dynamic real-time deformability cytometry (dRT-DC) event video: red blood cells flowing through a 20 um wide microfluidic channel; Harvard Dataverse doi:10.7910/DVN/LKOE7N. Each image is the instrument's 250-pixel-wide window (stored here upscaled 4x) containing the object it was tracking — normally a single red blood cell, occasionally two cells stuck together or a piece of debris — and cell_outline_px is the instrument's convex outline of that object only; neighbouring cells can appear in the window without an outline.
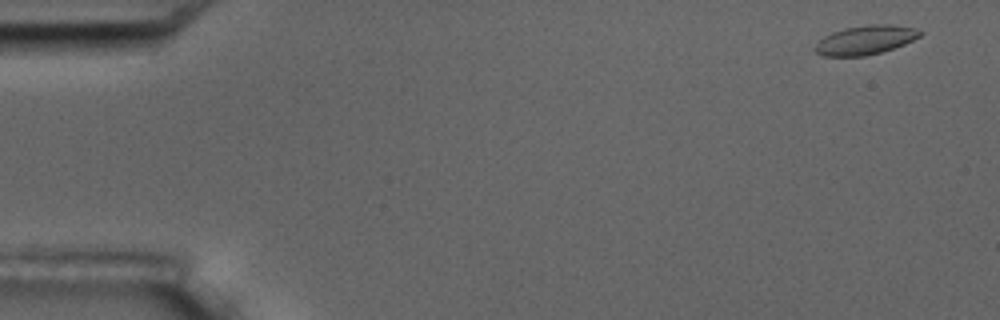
{"species": "common noctule bat (a hibernating species)", "species_latin": "Nyctalus noctula", "temperature_condition": "room temperature", "stored_images_in_passage": 5, "camera_frame_rate_fps": 3000, "um_per_image_px": 0.085, "animal": {"sex": "male", "body_mass_g": 17.5, "forearm_length_mm": 52.3}, "frame": {"image": 1, "passage_image": 1, "time_ms": 0.0, "image_size_px": [1000, 320], "cell_outline_px": [[924, 32], [920, 36], [904, 44], [880, 52], [864, 56], [824, 56], [816, 52], [812, 48], [824, 36], [832, 32], [844, 28], [868, 24], [892, 24], [912, 28]], "centroid_in_image_um": [73.53, 3.39], "position_along_channel_um": 11.5, "area_um2": 17.69}}
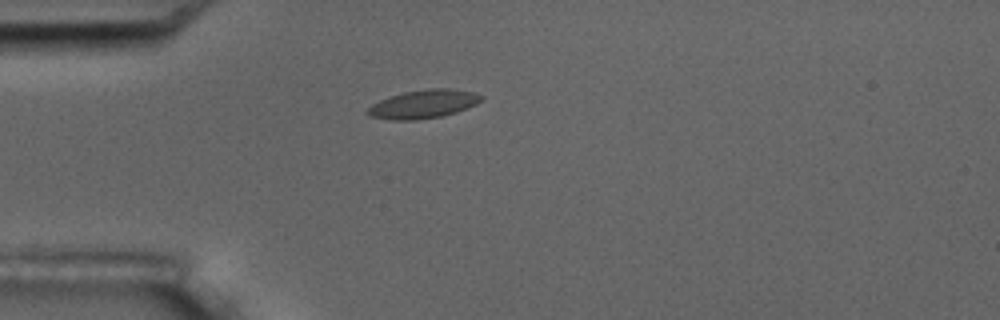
{"frame": {"image": 2, "passage_image": 5, "time_ms": 4.333, "image_size_px": [1000, 320], "cell_outline_px": [[484, 100], [468, 108], [444, 116], [416, 120], [392, 120], [368, 116], [364, 112], [372, 104], [380, 100], [404, 92], [428, 88], [448, 88], [472, 92], [484, 96]], "centroid_in_image_um": [36.0, 8.85], "position_along_channel_um": 49.0, "area_um2": 19.02}}